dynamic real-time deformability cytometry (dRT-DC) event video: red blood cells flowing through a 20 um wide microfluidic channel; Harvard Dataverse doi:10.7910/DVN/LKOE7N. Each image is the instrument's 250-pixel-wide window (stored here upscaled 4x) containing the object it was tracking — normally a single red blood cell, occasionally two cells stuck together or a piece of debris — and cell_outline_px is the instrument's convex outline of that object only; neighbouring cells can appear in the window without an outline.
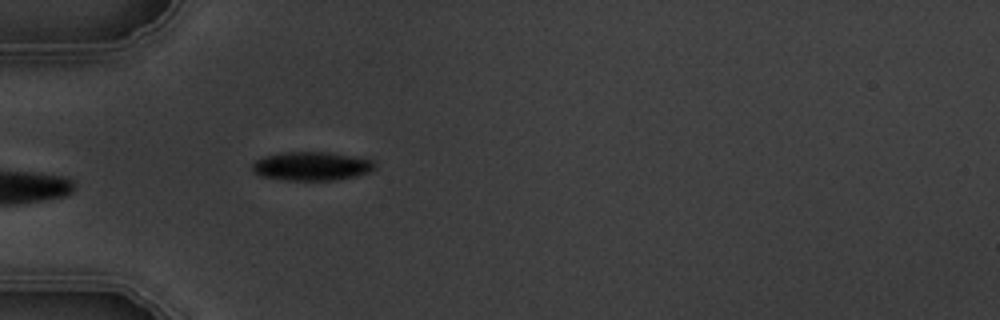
{"species": "common noctule bat (a hibernating species)", "species_latin": "Nyctalus noctula", "temperature_condition": "warm", "stored_images_in_passage": 5, "camera_frame_rate_fps": 3000, "um_per_image_px": 0.085, "animal": {"sex": "male", "body_mass_g": 19.5, "forearm_length_mm": 54.6}, "frame": {"image": 1, "passage_image": 5, "time_ms": 5.0, "image_size_px": [1000, 320], "cell_outline_px": [[376, 168], [368, 172], [356, 176], [336, 180], [284, 180], [260, 176], [252, 172], [252, 164], [256, 160], [264, 156], [284, 152], [328, 152], [352, 156], [372, 160], [376, 164]], "centroid_in_image_um": [26.46, 14.13], "position_along_channel_um": 58.5, "area_um2": 20.58}}